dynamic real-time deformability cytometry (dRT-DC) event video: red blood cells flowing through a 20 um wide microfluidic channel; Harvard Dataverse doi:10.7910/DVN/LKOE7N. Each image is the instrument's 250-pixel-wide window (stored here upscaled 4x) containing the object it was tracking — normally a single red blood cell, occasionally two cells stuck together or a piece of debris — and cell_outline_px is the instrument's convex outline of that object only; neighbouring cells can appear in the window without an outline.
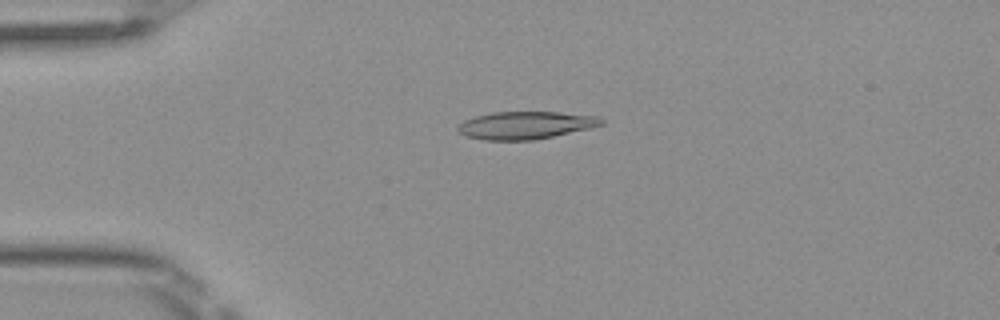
{"species": "Egyptian fruit bat (a non-hibernating species)", "species_latin": "Rousettus aegyptiacus", "temperature_condition": "room temperature", "stored_images_in_passage": 5, "camera_frame_rate_fps": 3000, "um_per_image_px": 0.085, "frame": {"image": 1, "passage_image": 4, "time_ms": 1.0, "image_size_px": [1000, 320], "cell_outline_px": [[604, 124], [588, 128], [552, 136], [532, 140], [484, 140], [468, 136], [460, 132], [456, 128], [464, 120], [476, 116], [492, 112], [560, 112], [596, 116], [604, 120]], "centroid_in_image_um": [44.66, 10.64], "position_along_channel_um": 40.3, "area_um2": 22.77}}